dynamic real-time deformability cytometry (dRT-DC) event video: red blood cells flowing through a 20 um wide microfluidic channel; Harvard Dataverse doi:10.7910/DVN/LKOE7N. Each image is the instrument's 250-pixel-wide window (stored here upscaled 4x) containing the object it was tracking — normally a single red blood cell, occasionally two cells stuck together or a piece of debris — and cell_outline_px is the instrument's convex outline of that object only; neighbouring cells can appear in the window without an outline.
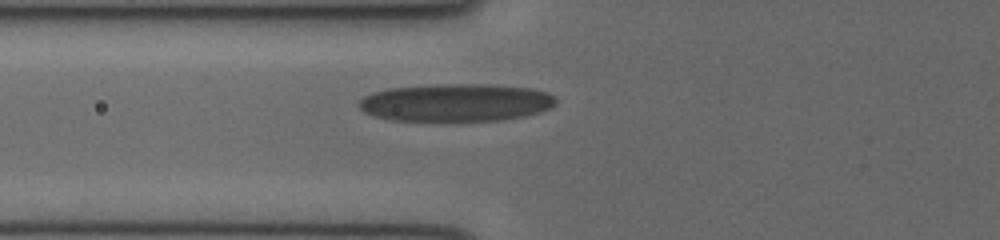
{"species": "human", "species_latin": "Homo sapiens", "temperature_condition": "cold", "stored_images_in_passage": 2, "camera_frame_rate_fps": 3000, "um_per_image_px": 0.085, "donor": {"sex": "female"}, "frame": {"image": 1, "passage_image": 2, "time_ms": 0.333, "image_size_px": [1000, 240], "cell_outline_px": [[556, 100], [548, 108], [524, 116], [504, 120], [392, 120], [372, 116], [364, 112], [356, 104], [364, 96], [372, 92], [388, 88], [436, 84], [484, 84], [532, 88], [548, 92], [556, 96]], "centroid_in_image_um": [38.71, 8.7], "position_along_channel_um": 87.1, "area_um2": 43.23}}